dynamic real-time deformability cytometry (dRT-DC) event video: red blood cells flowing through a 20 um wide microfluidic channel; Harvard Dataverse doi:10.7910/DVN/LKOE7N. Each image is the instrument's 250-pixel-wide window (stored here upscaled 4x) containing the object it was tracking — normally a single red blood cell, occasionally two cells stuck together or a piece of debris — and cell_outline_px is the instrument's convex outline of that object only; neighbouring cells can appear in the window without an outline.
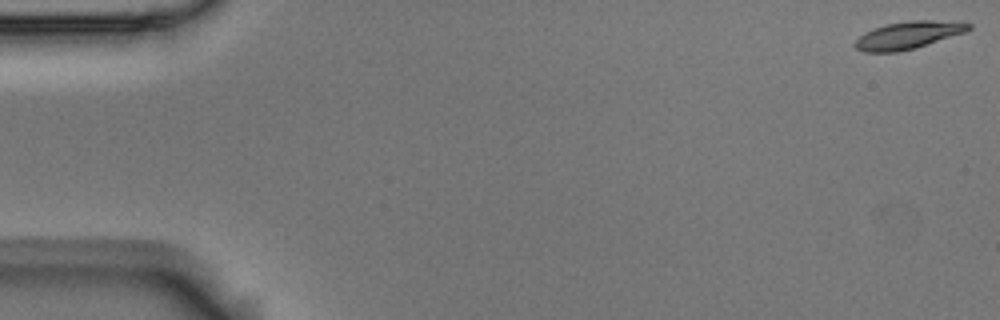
{"species": "Egyptian fruit bat (a non-hibernating species)", "species_latin": "Rousettus aegyptiacus", "temperature_condition": "room temperature", "stored_images_in_passage": 5, "camera_frame_rate_fps": 3000, "um_per_image_px": 0.085, "animal": {"sex": "male"}, "frame": {"image": 1, "passage_image": 1, "time_ms": 0.0, "image_size_px": [1000, 320], "cell_outline_px": [[972, 28], [964, 32], [916, 48], [896, 52], [864, 52], [856, 48], [852, 44], [864, 32], [888, 24], [912, 20], [932, 20], [972, 24]], "centroid_in_image_um": [77.16, 3.0], "position_along_channel_um": 7.8, "area_um2": 17.86}}
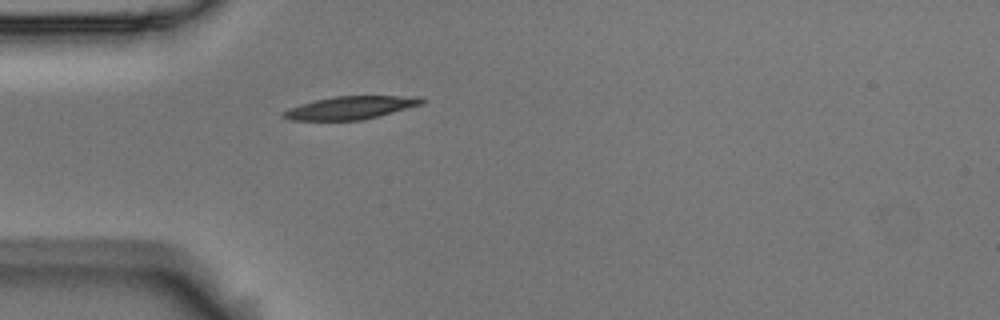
{"frame": {"image": 2, "passage_image": 5, "time_ms": 1.333, "image_size_px": [1000, 320], "cell_outline_px": [[424, 104], [364, 120], [292, 120], [280, 116], [280, 112], [288, 108], [300, 104], [316, 100], [336, 96], [420, 96], [424, 100]], "centroid_in_image_um": [29.8, 9.16], "position_along_channel_um": 55.2, "area_um2": 18.61}}